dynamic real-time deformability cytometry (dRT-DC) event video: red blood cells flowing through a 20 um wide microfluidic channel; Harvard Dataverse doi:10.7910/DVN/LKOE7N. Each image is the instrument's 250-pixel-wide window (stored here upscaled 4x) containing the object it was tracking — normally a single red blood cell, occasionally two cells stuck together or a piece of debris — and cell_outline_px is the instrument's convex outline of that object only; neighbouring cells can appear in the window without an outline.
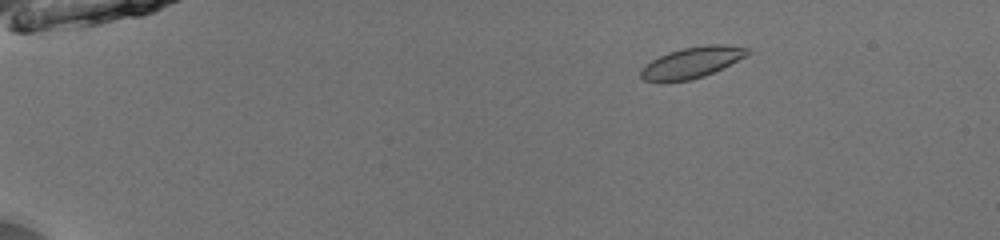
{"species": "common noctule bat (a hibernating species)", "species_latin": "Nyctalus noctula", "temperature_condition": "room temperature", "stored_images_in_passage": 47, "camera_frame_rate_fps": 3000, "um_per_image_px": 0.085, "animal": {"sex": "male", "body_mass_g": 13.0, "forearm_length_mm": 53.1}, "frame": {"image": 1, "passage_image": 4, "time_ms": 1.0, "image_size_px": [1000, 240], "cell_outline_px": [[752, 52], [704, 76], [688, 80], [644, 80], [640, 76], [640, 72], [644, 64], [668, 52], [684, 48], [708, 44], [724, 44], [748, 48]], "centroid_in_image_um": [58.8, 5.28], "position_along_channel_um": 26.2, "area_um2": 18.61}}
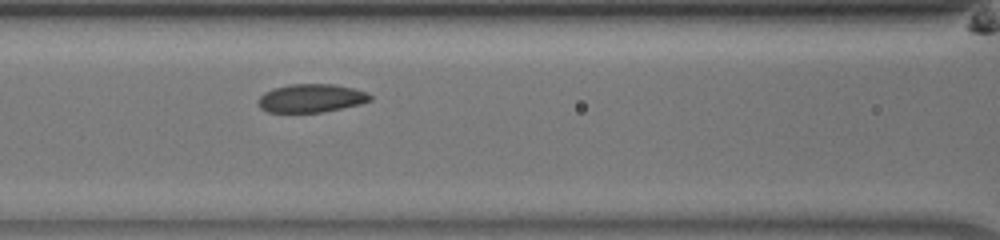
{"frame": {"image": 2, "passage_image": 20, "time_ms": 6.333, "image_size_px": [1000, 240], "cell_outline_px": [[372, 100], [360, 104], [324, 112], [268, 112], [260, 108], [260, 96], [264, 92], [272, 88], [288, 84], [332, 84], [352, 88], [368, 92], [372, 96]], "centroid_in_image_um": [26.47, 8.34], "position_along_channel_um": 140.1, "area_um2": 18.5}}
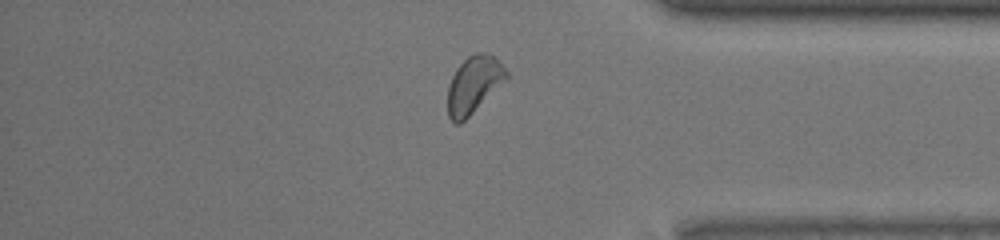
{"frame": {"image": 3, "passage_image": 40, "time_ms": 13.0, "image_size_px": [1000, 240], "cell_outline_px": [[508, 80], [460, 124], [456, 124], [448, 116], [448, 84], [456, 68], [468, 56], [476, 52], [488, 52], [508, 72]], "centroid_in_image_um": [40.27, 7.2], "position_along_channel_um": 394.9, "area_um2": 19.54}, "authors_computed_cell_mechanics": {"area_um2": 18.9584, "velocity_mm_per_s": 3.9686, "shape_relaxation_time_tau1_ms": 5.0396, "shape_relaxation_time_tau2_ms": 4.1693, "deformation_change_tau1": 0.0773, "deformation_change_tau2": 0.0697}}